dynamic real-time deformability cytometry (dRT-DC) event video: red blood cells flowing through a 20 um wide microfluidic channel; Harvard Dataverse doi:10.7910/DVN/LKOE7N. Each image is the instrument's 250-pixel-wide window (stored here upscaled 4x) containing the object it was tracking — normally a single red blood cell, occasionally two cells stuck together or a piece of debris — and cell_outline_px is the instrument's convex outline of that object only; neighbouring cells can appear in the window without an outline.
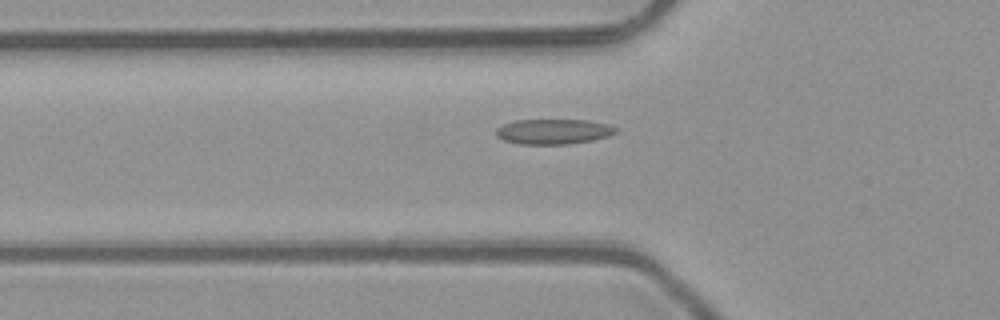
{"species": "common noctule bat (a hibernating species)", "species_latin": "Nyctalus noctula", "temperature_condition": "room temperature", "stored_images_in_passage": 39, "camera_frame_rate_fps": 3000, "um_per_image_px": 0.085, "animal": {"sex": "male", "body_mass_g": 23.1, "forearm_length_mm": 52.7}, "frame": {"image": 1, "passage_image": 12, "time_ms": 3.667, "image_size_px": [1000, 320], "cell_outline_px": [[616, 132], [608, 136], [592, 140], [568, 144], [520, 144], [504, 140], [496, 136], [496, 128], [504, 124], [516, 120], [588, 120], [608, 124], [616, 128]], "centroid_in_image_um": [47.03, 11.18], "position_along_channel_um": 78.8, "area_um2": 17.46}}
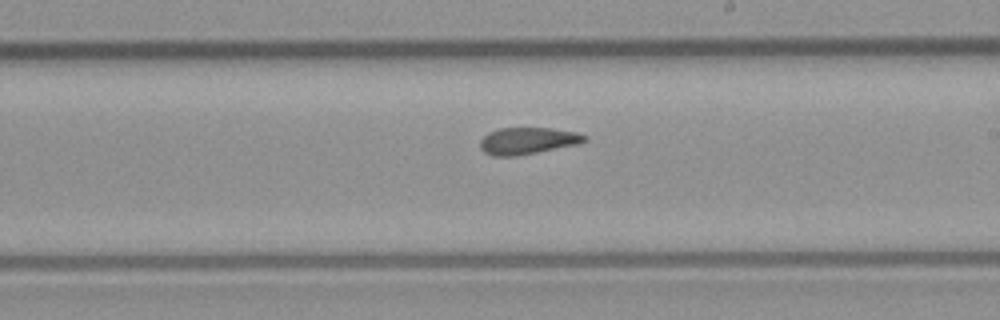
{"frame": {"image": 2, "passage_image": 24, "time_ms": 7.667, "image_size_px": [1000, 320], "cell_outline_px": [[588, 140], [576, 144], [536, 152], [512, 156], [492, 156], [484, 152], [480, 148], [480, 140], [488, 132], [500, 128], [552, 128], [576, 132], [588, 136]], "centroid_in_image_um": [44.83, 11.96], "position_along_channel_um": 244.2, "area_um2": 16.18}}
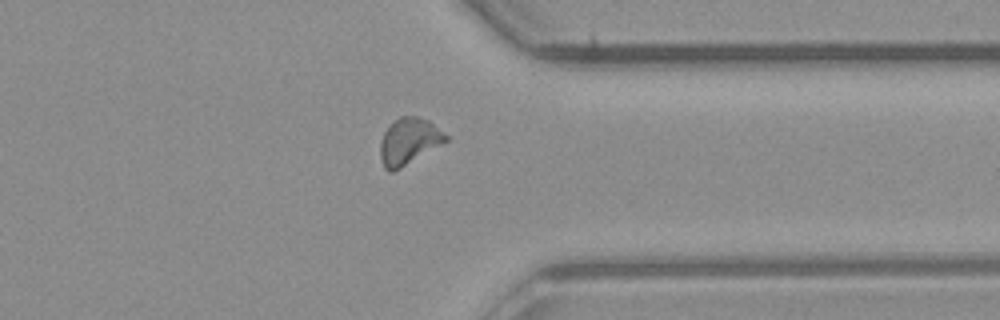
{"frame": {"image": 3, "passage_image": 34, "time_ms": 11.0, "image_size_px": [1000, 320], "cell_outline_px": [[448, 140], [400, 168], [392, 172], [388, 172], [384, 168], [380, 156], [380, 144], [384, 132], [400, 116], [416, 116], [428, 120], [448, 136]], "centroid_in_image_um": [34.74, 12.02], "position_along_channel_um": 376.7, "area_um2": 17.34}, "authors_computed_cell_mechanics": {"area_um2": 16.8776, "velocity_mm_per_s": 4.102, "shape_relaxation_time_tau1_ms": null, "shape_relaxation_time_tau2_ms": 1.7786, "deformation_change_tau1": null, "deformation_change_tau2": 0.0747}}